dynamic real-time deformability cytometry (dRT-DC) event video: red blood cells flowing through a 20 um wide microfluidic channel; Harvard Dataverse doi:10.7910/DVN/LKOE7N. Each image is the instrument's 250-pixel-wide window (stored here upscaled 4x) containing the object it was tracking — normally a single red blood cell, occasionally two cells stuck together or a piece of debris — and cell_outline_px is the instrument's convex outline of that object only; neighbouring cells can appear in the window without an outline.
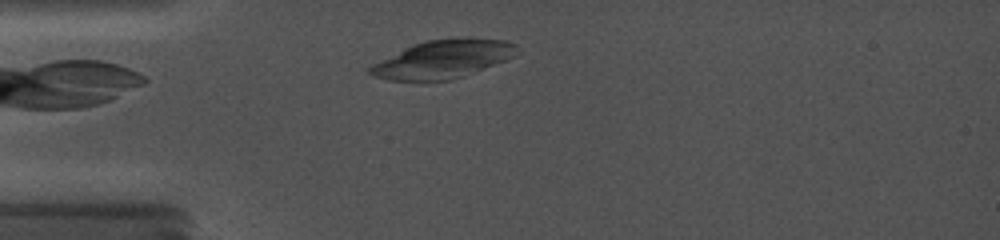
{"species": "common noctule bat (a hibernating species)", "species_latin": "Nyctalus noctula", "temperature_condition": "cold", "stored_images_in_passage": 18, "camera_frame_rate_fps": 5000, "um_per_image_px": 0.085, "animal": {"sex": "female", "body_mass_g": 19.0, "forearm_length_mm": 56.7}, "frame": {"image": 1, "passage_image": 5, "time_ms": 1.2, "image_size_px": [1000, 240], "cell_outline_px": [[516, 44], [512, 56], [504, 60], [460, 76], [448, 80], [388, 80], [372, 76], [368, 72], [368, 68], [372, 64], [412, 44], [428, 40], [456, 36], [460, 36], [504, 40]], "centroid_in_image_um": [37.57, 4.99], "position_along_channel_um": 47.4, "area_um2": 32.19}}
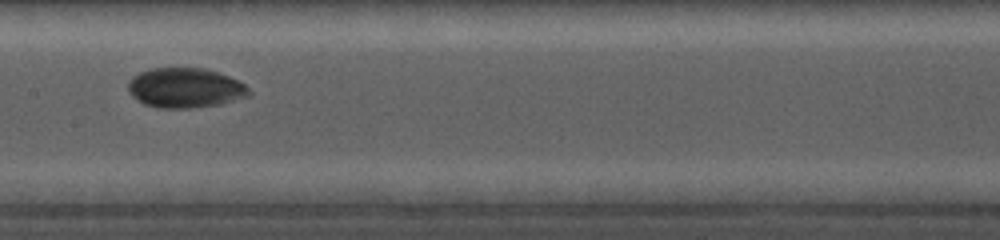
{"frame": {"image": 2, "passage_image": 11, "time_ms": 5.6, "image_size_px": [1000, 240], "cell_outline_px": [[252, 92], [248, 96], [220, 104], [192, 108], [156, 108], [144, 104], [132, 96], [128, 92], [128, 84], [132, 76], [140, 72], [152, 68], [204, 68], [228, 76], [244, 84]], "centroid_in_image_um": [15.71, 7.48], "position_along_channel_um": 191.7, "area_um2": 28.03}}
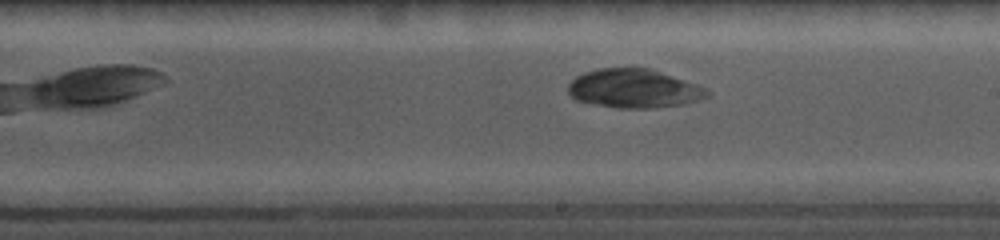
{"frame": {"image": 3, "passage_image": 13, "time_ms": 6.8, "image_size_px": [1000, 240], "cell_outline_px": [[712, 96], [684, 104], [652, 108], [616, 108], [576, 100], [568, 92], [568, 84], [576, 76], [584, 72], [596, 68], [652, 68], [708, 88], [712, 92]], "centroid_in_image_um": [53.94, 7.52], "position_along_channel_um": 235.1, "area_um2": 31.79}}